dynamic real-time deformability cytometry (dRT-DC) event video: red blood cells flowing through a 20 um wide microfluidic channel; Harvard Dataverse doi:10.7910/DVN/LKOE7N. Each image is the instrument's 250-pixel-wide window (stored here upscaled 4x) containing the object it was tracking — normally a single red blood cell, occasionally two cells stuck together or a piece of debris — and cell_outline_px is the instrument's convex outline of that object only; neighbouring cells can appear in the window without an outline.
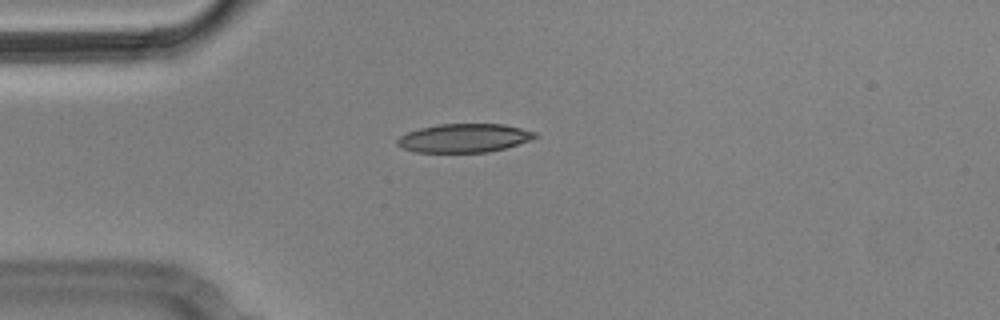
{"species": "Egyptian fruit bat (a non-hibernating species)", "species_latin": "Rousettus aegyptiacus", "temperature_condition": "cold", "stored_images_in_passage": 5, "camera_frame_rate_fps": 3000, "um_per_image_px": 0.085, "animal": {"sex": "male"}, "frame": {"image": 1, "passage_image": 3, "time_ms": 0.667, "image_size_px": [1000, 320], "cell_outline_px": [[540, 136], [532, 140], [504, 148], [488, 152], [416, 152], [404, 148], [396, 144], [396, 140], [400, 136], [408, 132], [420, 128], [440, 124], [504, 124], [536, 132]], "centroid_in_image_um": [39.48, 11.73], "position_along_channel_um": 45.5, "area_um2": 22.95}}